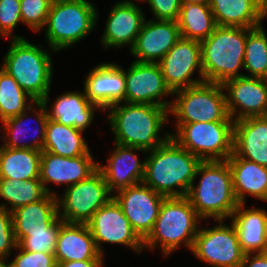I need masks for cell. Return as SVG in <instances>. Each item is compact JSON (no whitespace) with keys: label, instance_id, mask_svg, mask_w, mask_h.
<instances>
[{"label":"cell","instance_id":"obj_9","mask_svg":"<svg viewBox=\"0 0 267 267\" xmlns=\"http://www.w3.org/2000/svg\"><path fill=\"white\" fill-rule=\"evenodd\" d=\"M176 124L171 138L201 161H226L233 154L234 122Z\"/></svg>","mask_w":267,"mask_h":267},{"label":"cell","instance_id":"obj_5","mask_svg":"<svg viewBox=\"0 0 267 267\" xmlns=\"http://www.w3.org/2000/svg\"><path fill=\"white\" fill-rule=\"evenodd\" d=\"M12 39L2 67L34 101H41L50 90L51 57L41 46L29 43L22 36Z\"/></svg>","mask_w":267,"mask_h":267},{"label":"cell","instance_id":"obj_3","mask_svg":"<svg viewBox=\"0 0 267 267\" xmlns=\"http://www.w3.org/2000/svg\"><path fill=\"white\" fill-rule=\"evenodd\" d=\"M201 174L196 187L187 194L191 205L201 218L223 220L232 217L239 203L233 190L232 173L227 161H202L195 177Z\"/></svg>","mask_w":267,"mask_h":267},{"label":"cell","instance_id":"obj_7","mask_svg":"<svg viewBox=\"0 0 267 267\" xmlns=\"http://www.w3.org/2000/svg\"><path fill=\"white\" fill-rule=\"evenodd\" d=\"M97 10L87 0H53L46 20V38L51 50L72 46L86 37L97 22Z\"/></svg>","mask_w":267,"mask_h":267},{"label":"cell","instance_id":"obj_32","mask_svg":"<svg viewBox=\"0 0 267 267\" xmlns=\"http://www.w3.org/2000/svg\"><path fill=\"white\" fill-rule=\"evenodd\" d=\"M35 106H37L38 110L33 111L36 114V122L39 124V128L36 130L40 133H38V136H34L33 140L31 143L25 142V143H19V138L24 135L30 130L26 129L25 126V118H27V113L26 111L17 115L16 117L7 119L3 121L2 123L4 124L5 127L4 129L6 132H8L7 136L3 137L5 140V143L3 146H6L8 148H15V149H33V150H38L42 151L43 145H44V139H45V130H46V124L48 121L47 113H46V108L42 104L41 101H35L34 102ZM27 122V121H26ZM25 124V125H24ZM24 127V128H23ZM24 132V133H23ZM40 134V135H39ZM9 137V138H8ZM33 137V136H32ZM22 138V137H21Z\"/></svg>","mask_w":267,"mask_h":267},{"label":"cell","instance_id":"obj_28","mask_svg":"<svg viewBox=\"0 0 267 267\" xmlns=\"http://www.w3.org/2000/svg\"><path fill=\"white\" fill-rule=\"evenodd\" d=\"M239 204L232 215V223L245 253L267 252V212L263 209H245Z\"/></svg>","mask_w":267,"mask_h":267},{"label":"cell","instance_id":"obj_22","mask_svg":"<svg viewBox=\"0 0 267 267\" xmlns=\"http://www.w3.org/2000/svg\"><path fill=\"white\" fill-rule=\"evenodd\" d=\"M115 144V151L107 160L108 165L98 166V169L103 173L110 192H117L120 189L131 187L142 183L144 177L145 161H139L134 150H143L131 146H123Z\"/></svg>","mask_w":267,"mask_h":267},{"label":"cell","instance_id":"obj_42","mask_svg":"<svg viewBox=\"0 0 267 267\" xmlns=\"http://www.w3.org/2000/svg\"><path fill=\"white\" fill-rule=\"evenodd\" d=\"M251 254L252 253H245L240 267H267V252H257V254L252 257L250 256Z\"/></svg>","mask_w":267,"mask_h":267},{"label":"cell","instance_id":"obj_45","mask_svg":"<svg viewBox=\"0 0 267 267\" xmlns=\"http://www.w3.org/2000/svg\"><path fill=\"white\" fill-rule=\"evenodd\" d=\"M0 267H9L6 263H0Z\"/></svg>","mask_w":267,"mask_h":267},{"label":"cell","instance_id":"obj_36","mask_svg":"<svg viewBox=\"0 0 267 267\" xmlns=\"http://www.w3.org/2000/svg\"><path fill=\"white\" fill-rule=\"evenodd\" d=\"M64 222L58 216L46 231L29 232L17 245L26 251L55 253L60 226Z\"/></svg>","mask_w":267,"mask_h":267},{"label":"cell","instance_id":"obj_18","mask_svg":"<svg viewBox=\"0 0 267 267\" xmlns=\"http://www.w3.org/2000/svg\"><path fill=\"white\" fill-rule=\"evenodd\" d=\"M180 38L177 21L145 20L130 51L137 58L135 61L156 63V60L160 61Z\"/></svg>","mask_w":267,"mask_h":267},{"label":"cell","instance_id":"obj_40","mask_svg":"<svg viewBox=\"0 0 267 267\" xmlns=\"http://www.w3.org/2000/svg\"><path fill=\"white\" fill-rule=\"evenodd\" d=\"M22 22L20 0H0V33L11 36L17 23Z\"/></svg>","mask_w":267,"mask_h":267},{"label":"cell","instance_id":"obj_12","mask_svg":"<svg viewBox=\"0 0 267 267\" xmlns=\"http://www.w3.org/2000/svg\"><path fill=\"white\" fill-rule=\"evenodd\" d=\"M158 64L172 93L205 82L199 41L181 37ZM197 68L200 79L192 80L191 76Z\"/></svg>","mask_w":267,"mask_h":267},{"label":"cell","instance_id":"obj_41","mask_svg":"<svg viewBox=\"0 0 267 267\" xmlns=\"http://www.w3.org/2000/svg\"><path fill=\"white\" fill-rule=\"evenodd\" d=\"M147 2L156 19L166 21L178 20L182 5L180 0H147Z\"/></svg>","mask_w":267,"mask_h":267},{"label":"cell","instance_id":"obj_11","mask_svg":"<svg viewBox=\"0 0 267 267\" xmlns=\"http://www.w3.org/2000/svg\"><path fill=\"white\" fill-rule=\"evenodd\" d=\"M218 222V226L212 229L198 230L191 251L212 267H240L245 252L239 243L236 229L233 223L229 227L223 225V220Z\"/></svg>","mask_w":267,"mask_h":267},{"label":"cell","instance_id":"obj_43","mask_svg":"<svg viewBox=\"0 0 267 267\" xmlns=\"http://www.w3.org/2000/svg\"><path fill=\"white\" fill-rule=\"evenodd\" d=\"M103 260L57 262V267H102Z\"/></svg>","mask_w":267,"mask_h":267},{"label":"cell","instance_id":"obj_25","mask_svg":"<svg viewBox=\"0 0 267 267\" xmlns=\"http://www.w3.org/2000/svg\"><path fill=\"white\" fill-rule=\"evenodd\" d=\"M49 92L41 100L48 119L84 131L92 122L97 105L90 102L85 93L68 92L58 97L53 107L47 110Z\"/></svg>","mask_w":267,"mask_h":267},{"label":"cell","instance_id":"obj_10","mask_svg":"<svg viewBox=\"0 0 267 267\" xmlns=\"http://www.w3.org/2000/svg\"><path fill=\"white\" fill-rule=\"evenodd\" d=\"M66 189L63 197L57 200L59 217L66 223L87 224L93 214L113 198L99 169L88 179Z\"/></svg>","mask_w":267,"mask_h":267},{"label":"cell","instance_id":"obj_6","mask_svg":"<svg viewBox=\"0 0 267 267\" xmlns=\"http://www.w3.org/2000/svg\"><path fill=\"white\" fill-rule=\"evenodd\" d=\"M198 220H202L185 197L165 198L159 210L152 232L143 241V248L162 247L165 255L184 243L190 250L194 245Z\"/></svg>","mask_w":267,"mask_h":267},{"label":"cell","instance_id":"obj_30","mask_svg":"<svg viewBox=\"0 0 267 267\" xmlns=\"http://www.w3.org/2000/svg\"><path fill=\"white\" fill-rule=\"evenodd\" d=\"M42 151L0 147V179H39Z\"/></svg>","mask_w":267,"mask_h":267},{"label":"cell","instance_id":"obj_35","mask_svg":"<svg viewBox=\"0 0 267 267\" xmlns=\"http://www.w3.org/2000/svg\"><path fill=\"white\" fill-rule=\"evenodd\" d=\"M243 64L250 77L264 78L267 75V36L262 25L247 35Z\"/></svg>","mask_w":267,"mask_h":267},{"label":"cell","instance_id":"obj_20","mask_svg":"<svg viewBox=\"0 0 267 267\" xmlns=\"http://www.w3.org/2000/svg\"><path fill=\"white\" fill-rule=\"evenodd\" d=\"M142 10L131 1L116 3L106 23L102 43L107 47L129 45L132 49L145 21Z\"/></svg>","mask_w":267,"mask_h":267},{"label":"cell","instance_id":"obj_4","mask_svg":"<svg viewBox=\"0 0 267 267\" xmlns=\"http://www.w3.org/2000/svg\"><path fill=\"white\" fill-rule=\"evenodd\" d=\"M253 28L217 26L209 37L200 42L202 71L205 82L223 85L226 81L244 76L246 39Z\"/></svg>","mask_w":267,"mask_h":267},{"label":"cell","instance_id":"obj_16","mask_svg":"<svg viewBox=\"0 0 267 267\" xmlns=\"http://www.w3.org/2000/svg\"><path fill=\"white\" fill-rule=\"evenodd\" d=\"M222 86L229 91L226 103L229 116L234 121L267 116V85L264 78L244 75L228 80ZM238 108L241 111L237 113Z\"/></svg>","mask_w":267,"mask_h":267},{"label":"cell","instance_id":"obj_33","mask_svg":"<svg viewBox=\"0 0 267 267\" xmlns=\"http://www.w3.org/2000/svg\"><path fill=\"white\" fill-rule=\"evenodd\" d=\"M35 102L4 69L0 71V120L3 122L17 115L33 110L27 99Z\"/></svg>","mask_w":267,"mask_h":267},{"label":"cell","instance_id":"obj_17","mask_svg":"<svg viewBox=\"0 0 267 267\" xmlns=\"http://www.w3.org/2000/svg\"><path fill=\"white\" fill-rule=\"evenodd\" d=\"M99 164L95 163L92 154L68 158L42 151L39 180L47 194L51 192L46 184L54 182L58 185L67 183L68 187L82 180L88 179L98 170Z\"/></svg>","mask_w":267,"mask_h":267},{"label":"cell","instance_id":"obj_27","mask_svg":"<svg viewBox=\"0 0 267 267\" xmlns=\"http://www.w3.org/2000/svg\"><path fill=\"white\" fill-rule=\"evenodd\" d=\"M232 173L233 190L239 204H245V194L266 202L267 167L232 154L227 160Z\"/></svg>","mask_w":267,"mask_h":267},{"label":"cell","instance_id":"obj_39","mask_svg":"<svg viewBox=\"0 0 267 267\" xmlns=\"http://www.w3.org/2000/svg\"><path fill=\"white\" fill-rule=\"evenodd\" d=\"M12 262L7 263L9 267H57L55 255L53 253L31 252L21 249Z\"/></svg>","mask_w":267,"mask_h":267},{"label":"cell","instance_id":"obj_2","mask_svg":"<svg viewBox=\"0 0 267 267\" xmlns=\"http://www.w3.org/2000/svg\"><path fill=\"white\" fill-rule=\"evenodd\" d=\"M108 109L111 110L108 117L115 134L114 143L150 151L171 137V134L159 137L168 120L169 109L166 107L130 103L120 106L117 103Z\"/></svg>","mask_w":267,"mask_h":267},{"label":"cell","instance_id":"obj_8","mask_svg":"<svg viewBox=\"0 0 267 267\" xmlns=\"http://www.w3.org/2000/svg\"><path fill=\"white\" fill-rule=\"evenodd\" d=\"M223 86L213 82L180 89L171 104L169 113L177 117V123L234 122L229 116Z\"/></svg>","mask_w":267,"mask_h":267},{"label":"cell","instance_id":"obj_44","mask_svg":"<svg viewBox=\"0 0 267 267\" xmlns=\"http://www.w3.org/2000/svg\"><path fill=\"white\" fill-rule=\"evenodd\" d=\"M182 4L197 3L203 5H210L211 0H180Z\"/></svg>","mask_w":267,"mask_h":267},{"label":"cell","instance_id":"obj_24","mask_svg":"<svg viewBox=\"0 0 267 267\" xmlns=\"http://www.w3.org/2000/svg\"><path fill=\"white\" fill-rule=\"evenodd\" d=\"M217 26L256 28L267 16V0H211Z\"/></svg>","mask_w":267,"mask_h":267},{"label":"cell","instance_id":"obj_34","mask_svg":"<svg viewBox=\"0 0 267 267\" xmlns=\"http://www.w3.org/2000/svg\"><path fill=\"white\" fill-rule=\"evenodd\" d=\"M46 194L39 179L23 181L0 179V198L11 204L10 212L21 206L41 200Z\"/></svg>","mask_w":267,"mask_h":267},{"label":"cell","instance_id":"obj_29","mask_svg":"<svg viewBox=\"0 0 267 267\" xmlns=\"http://www.w3.org/2000/svg\"><path fill=\"white\" fill-rule=\"evenodd\" d=\"M82 132L48 119L42 151L68 158L91 154Z\"/></svg>","mask_w":267,"mask_h":267},{"label":"cell","instance_id":"obj_23","mask_svg":"<svg viewBox=\"0 0 267 267\" xmlns=\"http://www.w3.org/2000/svg\"><path fill=\"white\" fill-rule=\"evenodd\" d=\"M54 255L56 262L103 260L88 225L78 223L60 226Z\"/></svg>","mask_w":267,"mask_h":267},{"label":"cell","instance_id":"obj_13","mask_svg":"<svg viewBox=\"0 0 267 267\" xmlns=\"http://www.w3.org/2000/svg\"><path fill=\"white\" fill-rule=\"evenodd\" d=\"M117 194L113 198L120 205L133 231L144 241L152 232L166 197L143 183L120 189Z\"/></svg>","mask_w":267,"mask_h":267},{"label":"cell","instance_id":"obj_46","mask_svg":"<svg viewBox=\"0 0 267 267\" xmlns=\"http://www.w3.org/2000/svg\"><path fill=\"white\" fill-rule=\"evenodd\" d=\"M264 80H265L266 85H267V75L264 77Z\"/></svg>","mask_w":267,"mask_h":267},{"label":"cell","instance_id":"obj_31","mask_svg":"<svg viewBox=\"0 0 267 267\" xmlns=\"http://www.w3.org/2000/svg\"><path fill=\"white\" fill-rule=\"evenodd\" d=\"M177 22L182 38L199 42L217 27L210 5L197 3L182 4Z\"/></svg>","mask_w":267,"mask_h":267},{"label":"cell","instance_id":"obj_19","mask_svg":"<svg viewBox=\"0 0 267 267\" xmlns=\"http://www.w3.org/2000/svg\"><path fill=\"white\" fill-rule=\"evenodd\" d=\"M126 79L122 67L104 63L93 68L86 77L84 93L91 103L103 110L125 103Z\"/></svg>","mask_w":267,"mask_h":267},{"label":"cell","instance_id":"obj_21","mask_svg":"<svg viewBox=\"0 0 267 267\" xmlns=\"http://www.w3.org/2000/svg\"><path fill=\"white\" fill-rule=\"evenodd\" d=\"M233 154L267 167V116L234 121Z\"/></svg>","mask_w":267,"mask_h":267},{"label":"cell","instance_id":"obj_1","mask_svg":"<svg viewBox=\"0 0 267 267\" xmlns=\"http://www.w3.org/2000/svg\"><path fill=\"white\" fill-rule=\"evenodd\" d=\"M147 152L151 154L145 160L142 183L166 198L187 196L202 161L171 137Z\"/></svg>","mask_w":267,"mask_h":267},{"label":"cell","instance_id":"obj_14","mask_svg":"<svg viewBox=\"0 0 267 267\" xmlns=\"http://www.w3.org/2000/svg\"><path fill=\"white\" fill-rule=\"evenodd\" d=\"M87 225L101 255H104L100 246L102 242L124 244L138 253L143 249V241L133 231L129 220L114 198L99 208Z\"/></svg>","mask_w":267,"mask_h":267},{"label":"cell","instance_id":"obj_37","mask_svg":"<svg viewBox=\"0 0 267 267\" xmlns=\"http://www.w3.org/2000/svg\"><path fill=\"white\" fill-rule=\"evenodd\" d=\"M53 0H20L22 22L35 32L45 26Z\"/></svg>","mask_w":267,"mask_h":267},{"label":"cell","instance_id":"obj_38","mask_svg":"<svg viewBox=\"0 0 267 267\" xmlns=\"http://www.w3.org/2000/svg\"><path fill=\"white\" fill-rule=\"evenodd\" d=\"M16 247L12 212L3 204L0 206V263H6V257L10 255L11 249Z\"/></svg>","mask_w":267,"mask_h":267},{"label":"cell","instance_id":"obj_26","mask_svg":"<svg viewBox=\"0 0 267 267\" xmlns=\"http://www.w3.org/2000/svg\"><path fill=\"white\" fill-rule=\"evenodd\" d=\"M57 200V196L46 194L41 200L21 206L12 212L17 244L29 232L46 231V228L59 216Z\"/></svg>","mask_w":267,"mask_h":267},{"label":"cell","instance_id":"obj_15","mask_svg":"<svg viewBox=\"0 0 267 267\" xmlns=\"http://www.w3.org/2000/svg\"><path fill=\"white\" fill-rule=\"evenodd\" d=\"M130 66L127 73L125 71V103L149 104L170 109L172 103L158 100L173 94L165 84L158 62L134 61Z\"/></svg>","mask_w":267,"mask_h":267}]
</instances>
